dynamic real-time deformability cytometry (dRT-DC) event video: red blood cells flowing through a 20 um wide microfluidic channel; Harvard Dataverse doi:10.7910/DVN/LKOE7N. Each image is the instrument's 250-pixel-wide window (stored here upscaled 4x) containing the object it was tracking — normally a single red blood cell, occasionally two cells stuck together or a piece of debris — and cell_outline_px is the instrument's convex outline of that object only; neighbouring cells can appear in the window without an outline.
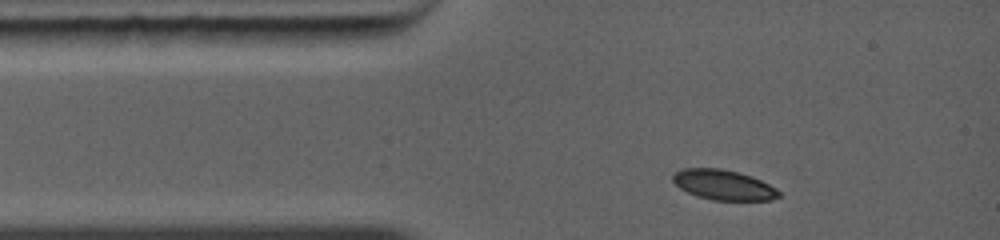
{"species": "common noctule bat (a hibernating species)", "species_latin": "Nyctalus noctula", "temperature_condition": "warm", "stored_images_in_passage": 9, "camera_frame_rate_fps": 5000, "um_per_image_px": 0.085, "animal": {"sex": "female", "body_mass_g": 19.0, "forearm_length_mm": 56.7}, "frame": {"image": 1, "passage_image": 1, "time_ms": 0.0, "image_size_px": [1000, 240], "cell_outline_px": [[780, 196], [768, 200], [712, 200], [696, 196], [680, 188], [672, 180], [672, 176], [680, 168], [720, 168], [740, 172], [752, 176], [776, 188], [780, 192]], "centroid_in_image_um": [61.48, 15.7], "position_along_channel_um": 23.5, "area_um2": 18.61}}
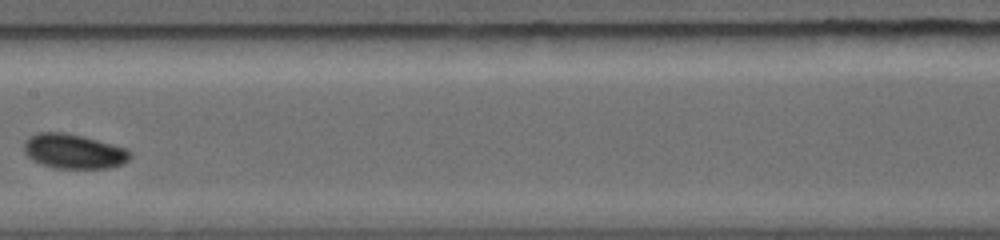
{"frame": {"image": 2, "passage_image": 6, "time_ms": 4.4, "image_size_px": [1000, 240], "cell_outline_px": [[132, 152], [128, 160], [124, 164], [108, 168], [52, 168], [40, 164], [28, 156], [24, 148], [24, 140], [28, 136], [40, 132], [64, 132], [96, 140], [124, 148]], "centroid_in_image_um": [6.24, 12.87], "position_along_channel_um": 201.2, "area_um2": 21.27}}
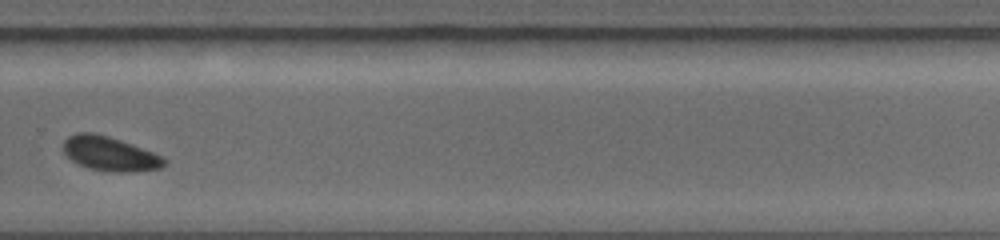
{"frame": {"image": 3, "passage_image": 9, "time_ms": 7.0, "image_size_px": [1000, 240], "cell_outline_px": [[168, 164], [160, 168], [136, 172], [112, 172], [88, 168], [76, 164], [64, 152], [64, 140], [68, 136], [76, 132], [92, 132], [108, 136], [120, 140], [164, 156], [168, 160]], "centroid_in_image_um": [9.37, 13.08], "position_along_channel_um": 320.4, "area_um2": 20.4}}